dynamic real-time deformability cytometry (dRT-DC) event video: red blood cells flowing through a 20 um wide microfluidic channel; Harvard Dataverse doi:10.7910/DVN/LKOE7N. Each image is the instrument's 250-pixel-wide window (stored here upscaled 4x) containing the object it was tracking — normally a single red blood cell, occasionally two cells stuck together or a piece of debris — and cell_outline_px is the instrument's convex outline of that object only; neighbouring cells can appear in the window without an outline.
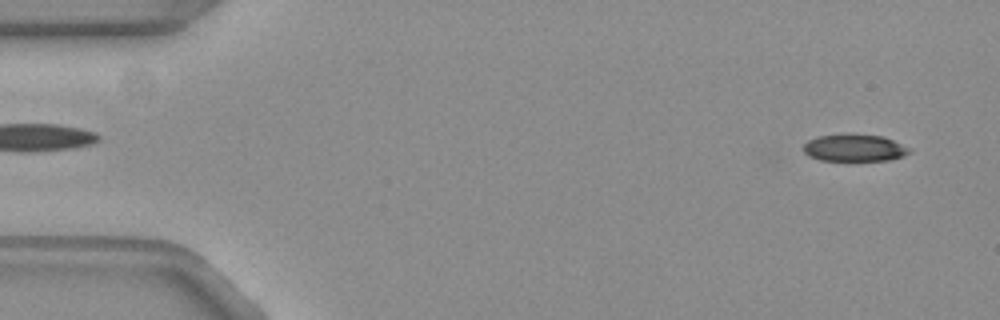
{"species": "common noctule bat (a hibernating species)", "species_latin": "Nyctalus noctula", "temperature_condition": "warm", "stored_images_in_passage": 13, "camera_frame_rate_fps": 3000, "um_per_image_px": 0.085, "animal": {"sex": "female", "body_mass_g": 19.3, "forearm_length_mm": 54.1}, "frame": {"image": 1, "passage_image": 3, "time_ms": 0.667, "image_size_px": [1000, 320], "cell_outline_px": [[908, 152], [900, 156], [888, 160], [820, 160], [808, 156], [804, 152], [804, 144], [808, 140], [816, 136], [844, 132], [852, 132], [880, 136], [892, 140], [908, 148]], "centroid_in_image_um": [72.51, 12.53], "position_along_channel_um": 12.5, "area_um2": 16.82}}